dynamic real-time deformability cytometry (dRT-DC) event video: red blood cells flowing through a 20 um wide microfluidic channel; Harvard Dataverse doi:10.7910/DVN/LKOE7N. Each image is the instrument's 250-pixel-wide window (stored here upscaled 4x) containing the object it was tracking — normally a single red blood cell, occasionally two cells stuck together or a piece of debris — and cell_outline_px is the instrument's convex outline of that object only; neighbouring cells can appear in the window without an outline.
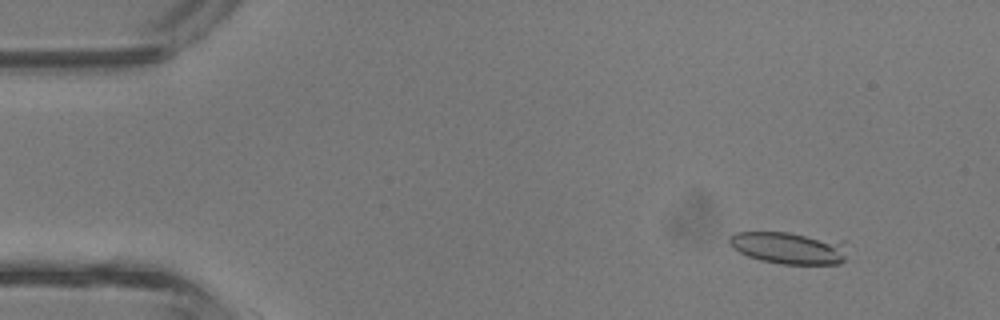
{"species": "common noctule bat (a hibernating species)", "species_latin": "Nyctalus noctula", "temperature_condition": "room temperature", "stored_images_in_passage": 23, "camera_frame_rate_fps": 3000, "um_per_image_px": 0.085, "animal": {"sex": "male", "body_mass_g": 13.3}, "frame": {"image": 1, "passage_image": 4, "time_ms": 1.0, "image_size_px": [1000, 320], "cell_outline_px": [[844, 260], [840, 264], [780, 264], [760, 260], [748, 256], [732, 248], [728, 240], [736, 232], [788, 232], [844, 240]], "centroid_in_image_um": [67.06, 21.06], "position_along_channel_um": 17.9, "area_um2": 22.14}}